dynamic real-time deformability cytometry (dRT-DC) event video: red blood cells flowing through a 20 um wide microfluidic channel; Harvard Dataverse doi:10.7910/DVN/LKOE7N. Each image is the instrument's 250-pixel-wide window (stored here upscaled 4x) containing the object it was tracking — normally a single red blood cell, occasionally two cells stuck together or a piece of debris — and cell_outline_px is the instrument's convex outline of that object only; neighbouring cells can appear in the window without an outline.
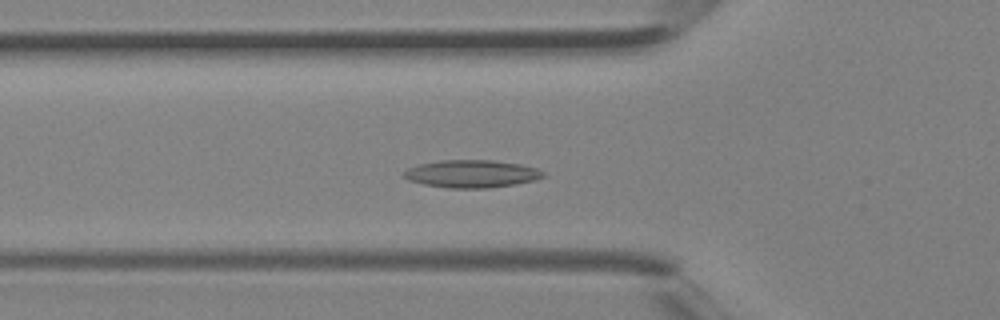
{"species": "Egyptian fruit bat (a non-hibernating species)", "species_latin": "Rousettus aegyptiacus", "temperature_condition": "room temperature", "stored_images_in_passage": 38, "camera_frame_rate_fps": 3000, "um_per_image_px": 0.085, "animal": {"sex": "female"}, "frame": {"image": 1, "passage_image": 12, "time_ms": 3.667, "image_size_px": [1000, 320], "cell_outline_px": [[544, 176], [536, 180], [488, 188], [448, 188], [424, 184], [408, 180], [404, 176], [404, 172], [408, 168], [420, 164], [440, 160], [492, 160], [520, 164], [536, 168], [544, 172]], "centroid_in_image_um": [40.09, 14.77], "position_along_channel_um": 85.7, "area_um2": 22.25}}
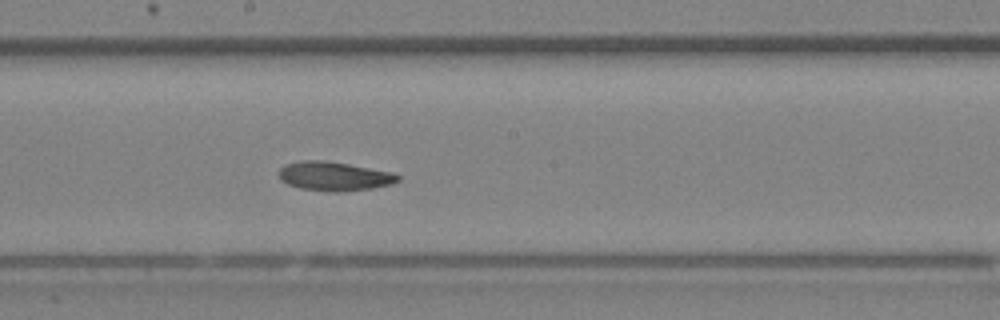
{"frame": {"image": 2, "passage_image": 20, "time_ms": 6.333, "image_size_px": [1000, 320], "cell_outline_px": [[400, 180], [392, 184], [372, 188], [340, 192], [332, 192], [300, 188], [288, 184], [280, 180], [276, 172], [284, 164], [300, 160], [324, 160], [348, 164], [392, 172], [400, 176]], "centroid_in_image_um": [28.36, 14.97], "position_along_channel_um": 219.8, "area_um2": 20.35}}
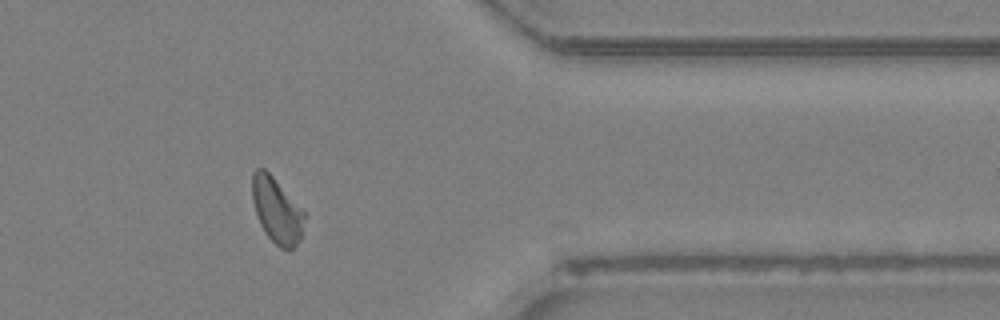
{"frame": {"image": 3, "passage_image": 31, "time_ms": 10.0, "image_size_px": [1000, 320], "cell_outline_px": [[304, 216], [300, 240], [292, 248], [280, 248], [268, 236], [260, 224], [252, 200], [252, 172], [256, 168], [264, 168], [272, 176], [304, 212]], "centroid_in_image_um": [23.49, 17.86], "position_along_channel_um": 387.9, "area_um2": 19.31}}